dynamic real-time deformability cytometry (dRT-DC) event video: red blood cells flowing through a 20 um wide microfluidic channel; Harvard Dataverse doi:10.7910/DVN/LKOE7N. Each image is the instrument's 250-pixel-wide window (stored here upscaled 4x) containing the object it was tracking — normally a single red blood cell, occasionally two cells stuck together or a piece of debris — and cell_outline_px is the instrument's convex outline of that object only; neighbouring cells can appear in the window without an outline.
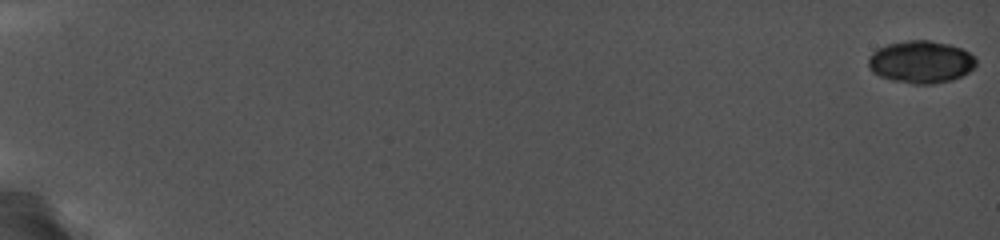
{"species": "common noctule bat (a hibernating species)", "species_latin": "Nyctalus noctula", "temperature_condition": "cold", "stored_images_in_passage": 23, "camera_frame_rate_fps": 5000, "um_per_image_px": 0.085, "animal": {"sex": "female", "body_mass_g": 19.0, "forearm_length_mm": 56.7}, "frame": {"image": 1, "passage_image": 1, "time_ms": 0.0, "image_size_px": [1000, 240], "cell_outline_px": [[976, 64], [968, 72], [952, 80], [932, 84], [912, 84], [892, 80], [880, 76], [872, 72], [868, 68], [868, 56], [876, 48], [888, 44], [908, 40], [928, 40], [948, 44], [960, 48], [976, 56]], "centroid_in_image_um": [78.24, 5.26], "position_along_channel_um": 6.8, "area_um2": 26.7}}
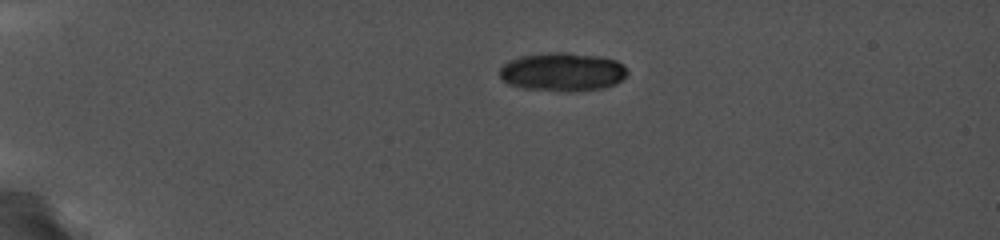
{"frame": {"image": 2, "passage_image": 16, "time_ms": 4.8, "image_size_px": [1000, 240], "cell_outline_px": [[628, 72], [616, 84], [604, 88], [568, 92], [564, 92], [524, 88], [508, 84], [500, 76], [500, 68], [508, 60], [520, 56], [552, 52], [568, 52], [600, 56], [616, 60], [624, 64]], "centroid_in_image_um": [47.82, 6.11], "position_along_channel_um": 37.2, "area_um2": 28.9}}